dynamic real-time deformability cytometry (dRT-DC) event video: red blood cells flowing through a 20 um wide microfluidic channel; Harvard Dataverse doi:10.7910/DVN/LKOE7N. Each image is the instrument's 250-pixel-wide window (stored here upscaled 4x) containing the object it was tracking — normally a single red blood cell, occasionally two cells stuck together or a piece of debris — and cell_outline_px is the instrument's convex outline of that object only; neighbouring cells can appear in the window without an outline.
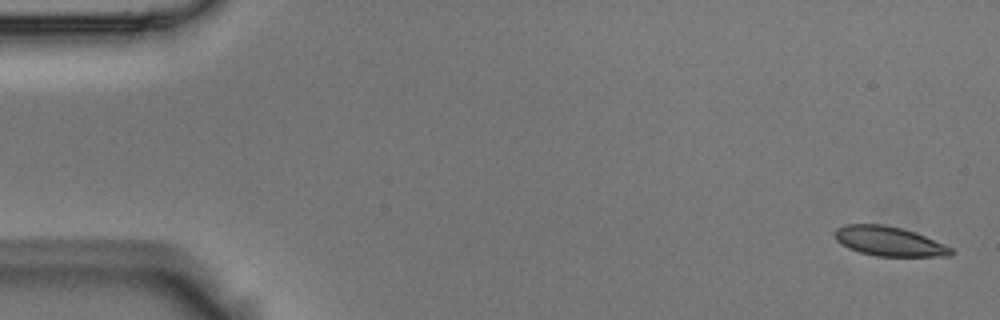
{"species": "Egyptian fruit bat (a non-hibernating species)", "species_latin": "Rousettus aegyptiacus", "temperature_condition": "room temperature", "stored_images_in_passage": 5, "segment_of_instrument_passage": [1, 2], "camera_frame_rate_fps": 3000, "um_per_image_px": 0.085, "animal": {"sex": "male"}, "frame": {"image": 1, "passage_image": 1, "time_ms": 0.0, "image_size_px": [1000, 320], "cell_outline_px": [[956, 252], [952, 256], [876, 256], [860, 252], [848, 248], [840, 244], [836, 240], [836, 228], [844, 224], [884, 224], [916, 232], [944, 244], [952, 248]], "centroid_in_image_um": [75.59, 20.51], "position_along_channel_um": 9.4, "area_um2": 20.06}}
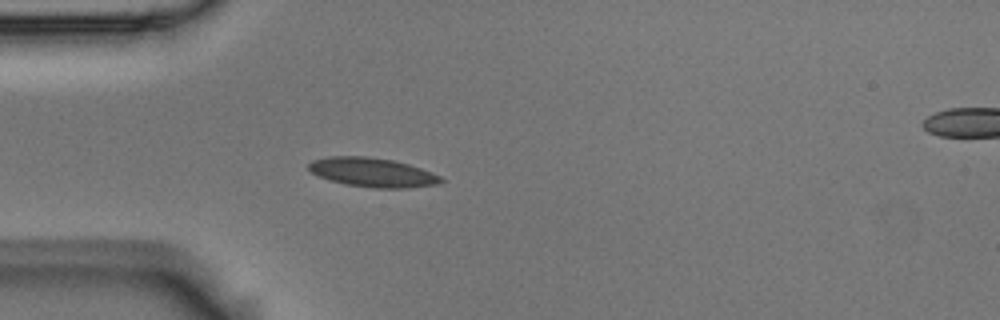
{"frame": {"image": 2, "passage_image": 4, "time_ms": 1.0, "image_size_px": [1000, 320], "cell_outline_px": [[444, 180], [440, 184], [408, 188], [372, 188], [344, 184], [328, 180], [312, 172], [308, 168], [308, 164], [312, 160], [328, 156], [368, 156], [392, 160], [408, 164], [432, 172], [440, 176]], "centroid_in_image_um": [31.66, 14.66], "position_along_channel_um": 53.3, "area_um2": 22.6}}